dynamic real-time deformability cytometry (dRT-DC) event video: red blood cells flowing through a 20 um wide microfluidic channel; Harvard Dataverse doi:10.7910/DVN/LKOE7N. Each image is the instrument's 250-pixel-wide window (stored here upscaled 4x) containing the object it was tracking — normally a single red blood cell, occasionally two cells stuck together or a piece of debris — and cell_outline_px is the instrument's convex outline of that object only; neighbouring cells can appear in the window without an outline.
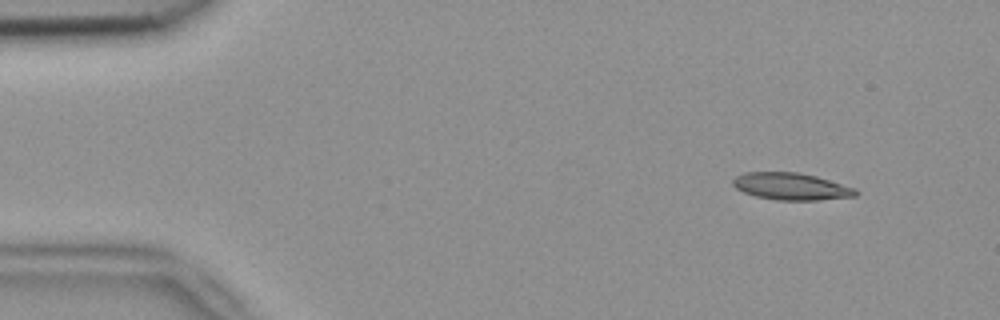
{"species": "common noctule bat (a hibernating species)", "species_latin": "Nyctalus noctula", "temperature_condition": "room temperature", "stored_images_in_passage": 8, "camera_frame_rate_fps": 3000, "um_per_image_px": 0.085, "animal": {"sex": "female", "body_mass_g": 18.4}, "frame": {"image": 1, "passage_image": 1, "time_ms": 0.0, "image_size_px": [1000, 320], "cell_outline_px": [[860, 192], [856, 196], [816, 200], [776, 200], [756, 196], [744, 192], [736, 188], [732, 184], [732, 180], [736, 176], [744, 172], [796, 172], [816, 176], [856, 188]], "centroid_in_image_um": [67.26, 15.84], "position_along_channel_um": 17.7, "area_um2": 19.36}}
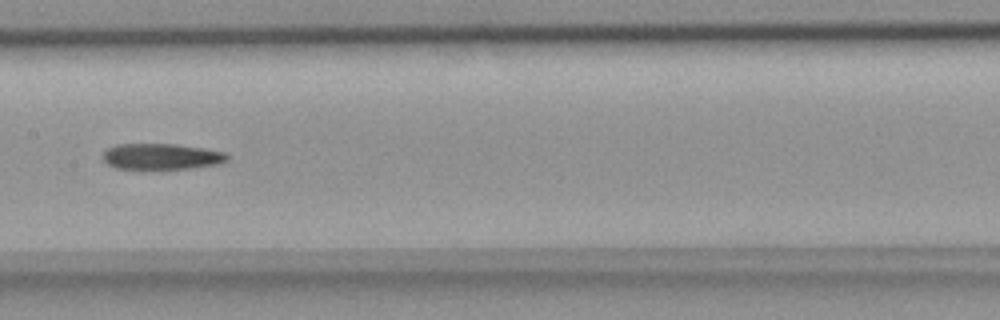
{"frame": {"image": 2, "passage_image": 7, "time_ms": 2.0, "image_size_px": [1000, 320], "cell_outline_px": [[228, 160], [216, 164], [160, 172], [116, 168], [108, 164], [104, 160], [104, 152], [108, 148], [116, 144], [176, 144], [204, 148], [224, 152], [228, 156]], "centroid_in_image_um": [13.69, 13.34], "position_along_channel_um": 193.7, "area_um2": 19.48}}
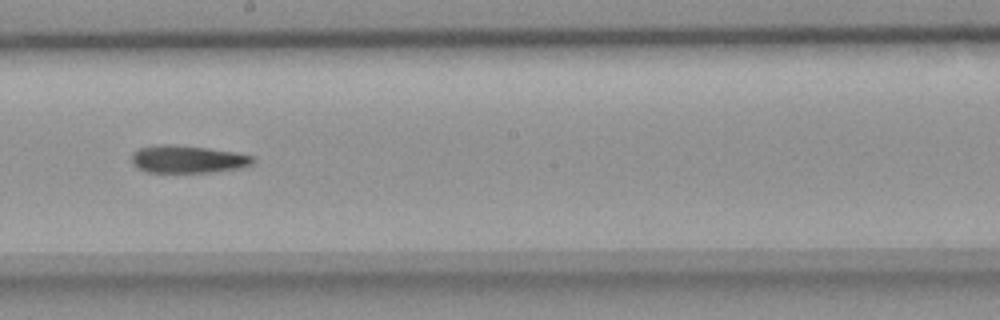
{"frame": {"image": 3, "passage_image": 8, "time_ms": 2.333, "image_size_px": [1000, 320], "cell_outline_px": [[256, 160], [252, 164], [240, 168], [208, 172], [148, 172], [132, 164], [132, 152], [140, 148], [160, 144], [172, 144], [208, 148], [232, 152], [252, 156]], "centroid_in_image_um": [15.94, 13.53], "position_along_channel_um": 232.3, "area_um2": 19.31}}